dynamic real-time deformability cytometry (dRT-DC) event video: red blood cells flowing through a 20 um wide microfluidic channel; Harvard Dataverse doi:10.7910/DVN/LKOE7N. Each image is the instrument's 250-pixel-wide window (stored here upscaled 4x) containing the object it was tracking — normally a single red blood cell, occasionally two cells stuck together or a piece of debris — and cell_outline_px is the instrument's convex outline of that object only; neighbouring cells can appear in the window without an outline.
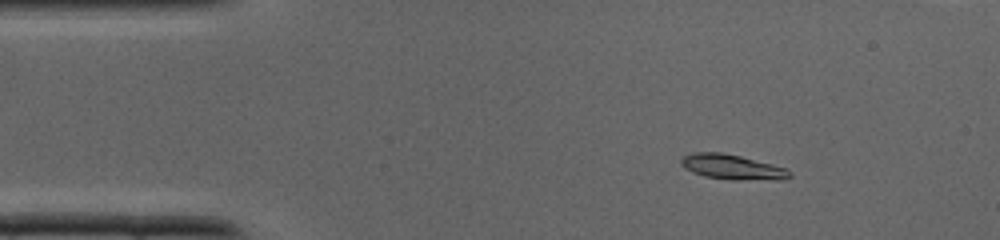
{"species": "common noctule bat (a hibernating species)", "species_latin": "Nyctalus noctula", "temperature_condition": "cold", "stored_images_in_passage": 38, "camera_frame_rate_fps": 3000, "um_per_image_px": 0.085, "animal": {"sex": "male", "body_mass_g": 19.0, "forearm_length_mm": 50.8}, "frame": {"image": 1, "passage_image": 5, "time_ms": 1.333, "image_size_px": [1000, 240], "cell_outline_px": [[792, 176], [784, 180], [732, 180], [704, 176], [692, 172], [684, 168], [680, 164], [680, 160], [684, 156], [692, 152], [720, 152], [740, 156], [788, 168], [792, 172]], "centroid_in_image_um": [62.28, 14.21], "position_along_channel_um": 22.7, "area_um2": 16.07}}
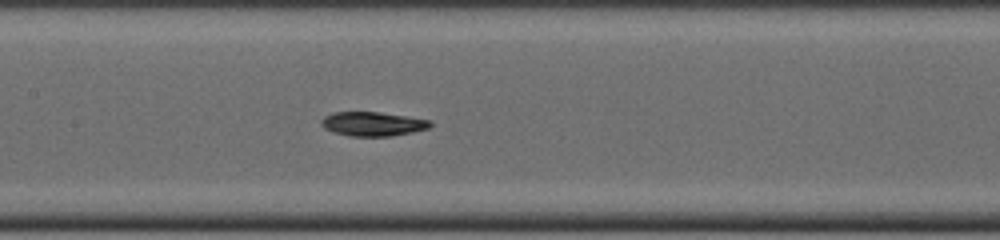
{"frame": {"image": 2, "passage_image": 17, "time_ms": 5.333, "image_size_px": [1000, 240], "cell_outline_px": [[432, 124], [428, 128], [412, 132], [388, 136], [348, 136], [324, 128], [320, 124], [320, 120], [324, 116], [332, 112], [380, 112], [432, 120]], "centroid_in_image_um": [31.66, 10.52], "position_along_channel_um": 175.7, "area_um2": 15.32}}
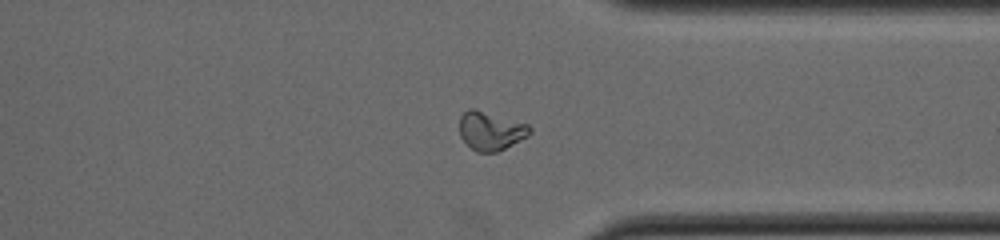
{"frame": {"image": 3, "passage_image": 28, "time_ms": 9.0, "image_size_px": [1000, 240], "cell_outline_px": [[532, 132], [528, 136], [496, 152], [476, 152], [460, 136], [460, 116], [468, 108], [472, 108], [528, 124], [532, 128]], "centroid_in_image_um": [41.71, 11.12], "position_along_channel_um": 369.7, "area_um2": 15.61}}